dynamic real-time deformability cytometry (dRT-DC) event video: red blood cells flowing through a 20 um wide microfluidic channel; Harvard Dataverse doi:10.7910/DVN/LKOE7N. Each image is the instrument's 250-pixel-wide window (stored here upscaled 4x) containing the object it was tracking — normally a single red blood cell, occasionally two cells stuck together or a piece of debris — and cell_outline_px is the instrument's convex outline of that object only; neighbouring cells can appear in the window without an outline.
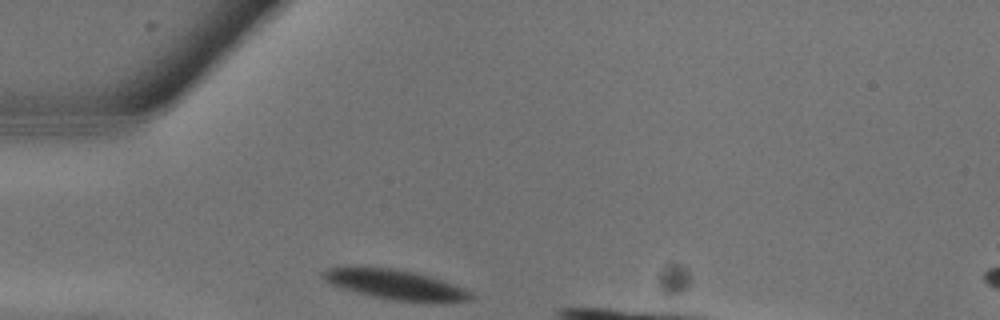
{"species": "common noctule bat (a hibernating species)", "species_latin": "Nyctalus noctula", "temperature_condition": "warm", "stored_images_in_passage": 6, "segment_of_instrument_passage": [1, 2], "camera_frame_rate_fps": 3000, "um_per_image_px": 0.085, "animal": {"sex": "male", "body_mass_g": 13.3}, "frame": {"image": 1, "passage_image": 1, "time_ms": 0.0, "image_size_px": [1000, 320], "cell_outline_px": [[472, 300], [436, 304], [392, 300], [372, 296], [344, 288], [332, 284], [324, 280], [320, 276], [328, 268], [392, 268], [412, 272], [428, 276], [464, 288], [472, 292]], "centroid_in_image_um": [33.71, 24.24], "position_along_channel_um": 51.3, "area_um2": 25.37}}
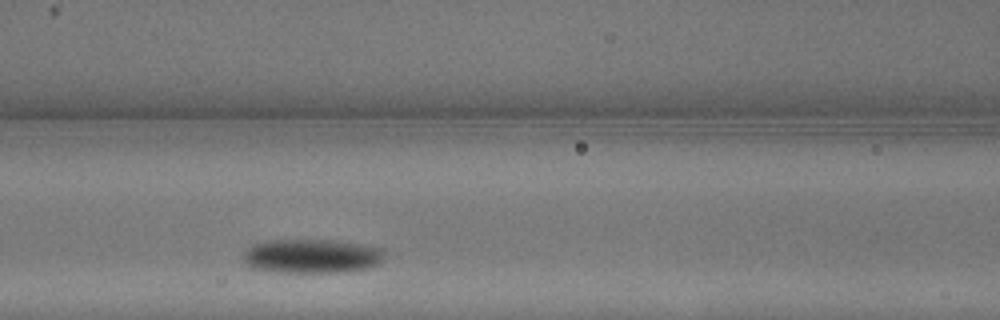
{"frame": {"image": 2, "passage_image": 5, "time_ms": 1.333, "image_size_px": [1000, 320], "cell_outline_px": [[384, 260], [368, 268], [348, 272], [280, 272], [252, 268], [244, 260], [244, 252], [252, 244], [264, 240], [336, 240], [384, 248]], "centroid_in_image_um": [26.53, 21.76], "position_along_channel_um": 140.1, "area_um2": 28.26}}